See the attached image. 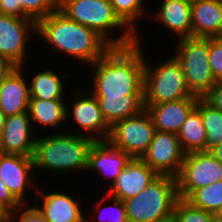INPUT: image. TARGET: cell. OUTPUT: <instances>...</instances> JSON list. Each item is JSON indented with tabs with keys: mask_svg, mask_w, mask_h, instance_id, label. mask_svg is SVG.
Instances as JSON below:
<instances>
[{
	"mask_svg": "<svg viewBox=\"0 0 222 222\" xmlns=\"http://www.w3.org/2000/svg\"><path fill=\"white\" fill-rule=\"evenodd\" d=\"M137 35L136 42L123 47H111L91 69L88 90L95 97H115L143 94L145 44ZM92 77V78H91Z\"/></svg>",
	"mask_w": 222,
	"mask_h": 222,
	"instance_id": "cell-1",
	"label": "cell"
},
{
	"mask_svg": "<svg viewBox=\"0 0 222 222\" xmlns=\"http://www.w3.org/2000/svg\"><path fill=\"white\" fill-rule=\"evenodd\" d=\"M36 36V41H44L53 54H65L79 63H87L86 66L100 59L112 47L97 32L69 19L59 9L36 23Z\"/></svg>",
	"mask_w": 222,
	"mask_h": 222,
	"instance_id": "cell-2",
	"label": "cell"
},
{
	"mask_svg": "<svg viewBox=\"0 0 222 222\" xmlns=\"http://www.w3.org/2000/svg\"><path fill=\"white\" fill-rule=\"evenodd\" d=\"M36 137L33 154L34 170L38 174L49 171L54 174H69L87 171L88 153L94 140L68 131L52 132ZM43 170V171H42Z\"/></svg>",
	"mask_w": 222,
	"mask_h": 222,
	"instance_id": "cell-3",
	"label": "cell"
},
{
	"mask_svg": "<svg viewBox=\"0 0 222 222\" xmlns=\"http://www.w3.org/2000/svg\"><path fill=\"white\" fill-rule=\"evenodd\" d=\"M59 10L69 19L97 32L112 47L136 42L137 36L119 19L110 0H59Z\"/></svg>",
	"mask_w": 222,
	"mask_h": 222,
	"instance_id": "cell-4",
	"label": "cell"
},
{
	"mask_svg": "<svg viewBox=\"0 0 222 222\" xmlns=\"http://www.w3.org/2000/svg\"><path fill=\"white\" fill-rule=\"evenodd\" d=\"M178 199L177 178L159 175L137 196L123 202L128 222H155L173 217Z\"/></svg>",
	"mask_w": 222,
	"mask_h": 222,
	"instance_id": "cell-5",
	"label": "cell"
},
{
	"mask_svg": "<svg viewBox=\"0 0 222 222\" xmlns=\"http://www.w3.org/2000/svg\"><path fill=\"white\" fill-rule=\"evenodd\" d=\"M177 40L173 49L175 52L170 55L184 73L189 93L203 98L217 83L208 60L209 38L187 37Z\"/></svg>",
	"mask_w": 222,
	"mask_h": 222,
	"instance_id": "cell-6",
	"label": "cell"
},
{
	"mask_svg": "<svg viewBox=\"0 0 222 222\" xmlns=\"http://www.w3.org/2000/svg\"><path fill=\"white\" fill-rule=\"evenodd\" d=\"M158 58V61L151 65L145 56L144 104H159L185 98H197L189 93L184 73L177 61L171 55H168L167 58L164 56Z\"/></svg>",
	"mask_w": 222,
	"mask_h": 222,
	"instance_id": "cell-7",
	"label": "cell"
},
{
	"mask_svg": "<svg viewBox=\"0 0 222 222\" xmlns=\"http://www.w3.org/2000/svg\"><path fill=\"white\" fill-rule=\"evenodd\" d=\"M71 91V97L66 100V122L70 121L71 128L75 123V128L70 133L89 137L94 141L107 140L111 127L105 121L102 111L99 108L96 97L87 89ZM78 91V92H77ZM77 129V130H76ZM75 130V131H74Z\"/></svg>",
	"mask_w": 222,
	"mask_h": 222,
	"instance_id": "cell-8",
	"label": "cell"
},
{
	"mask_svg": "<svg viewBox=\"0 0 222 222\" xmlns=\"http://www.w3.org/2000/svg\"><path fill=\"white\" fill-rule=\"evenodd\" d=\"M155 131L152 118L144 109L136 116L116 122L111 127L107 140L131 158H141L147 151Z\"/></svg>",
	"mask_w": 222,
	"mask_h": 222,
	"instance_id": "cell-9",
	"label": "cell"
},
{
	"mask_svg": "<svg viewBox=\"0 0 222 222\" xmlns=\"http://www.w3.org/2000/svg\"><path fill=\"white\" fill-rule=\"evenodd\" d=\"M177 178L178 196L186 199L194 190L222 180V164L209 151L185 154Z\"/></svg>",
	"mask_w": 222,
	"mask_h": 222,
	"instance_id": "cell-10",
	"label": "cell"
},
{
	"mask_svg": "<svg viewBox=\"0 0 222 222\" xmlns=\"http://www.w3.org/2000/svg\"><path fill=\"white\" fill-rule=\"evenodd\" d=\"M35 35L36 22L33 19L0 14V56L16 67L26 66V51Z\"/></svg>",
	"mask_w": 222,
	"mask_h": 222,
	"instance_id": "cell-11",
	"label": "cell"
},
{
	"mask_svg": "<svg viewBox=\"0 0 222 222\" xmlns=\"http://www.w3.org/2000/svg\"><path fill=\"white\" fill-rule=\"evenodd\" d=\"M184 157L185 153L176 134L156 130L141 159L158 175L177 177Z\"/></svg>",
	"mask_w": 222,
	"mask_h": 222,
	"instance_id": "cell-12",
	"label": "cell"
},
{
	"mask_svg": "<svg viewBox=\"0 0 222 222\" xmlns=\"http://www.w3.org/2000/svg\"><path fill=\"white\" fill-rule=\"evenodd\" d=\"M34 172L33 156L0 153V178L22 205L31 203L28 191H37L38 184L33 180L37 173Z\"/></svg>",
	"mask_w": 222,
	"mask_h": 222,
	"instance_id": "cell-13",
	"label": "cell"
},
{
	"mask_svg": "<svg viewBox=\"0 0 222 222\" xmlns=\"http://www.w3.org/2000/svg\"><path fill=\"white\" fill-rule=\"evenodd\" d=\"M57 190V191H56ZM66 192V193H65ZM36 204L33 200V204L41 212V214L47 219L48 222H85L86 210L83 211L81 207V199L74 198L75 195L69 194V192L59 191V189H51L47 192L42 191L41 186H38L35 198ZM80 202H79V201ZM41 203H39V202ZM37 203L39 205H37Z\"/></svg>",
	"mask_w": 222,
	"mask_h": 222,
	"instance_id": "cell-14",
	"label": "cell"
},
{
	"mask_svg": "<svg viewBox=\"0 0 222 222\" xmlns=\"http://www.w3.org/2000/svg\"><path fill=\"white\" fill-rule=\"evenodd\" d=\"M37 132L28 112L6 117L0 135V153L33 156Z\"/></svg>",
	"mask_w": 222,
	"mask_h": 222,
	"instance_id": "cell-15",
	"label": "cell"
},
{
	"mask_svg": "<svg viewBox=\"0 0 222 222\" xmlns=\"http://www.w3.org/2000/svg\"><path fill=\"white\" fill-rule=\"evenodd\" d=\"M158 176L141 158H131L105 193L126 201L137 196Z\"/></svg>",
	"mask_w": 222,
	"mask_h": 222,
	"instance_id": "cell-16",
	"label": "cell"
},
{
	"mask_svg": "<svg viewBox=\"0 0 222 222\" xmlns=\"http://www.w3.org/2000/svg\"><path fill=\"white\" fill-rule=\"evenodd\" d=\"M130 159L127 153L115 148L108 140L94 141L88 153L86 172L92 171V175L96 172V175L102 174L101 176L109 181L110 185L105 186L108 189Z\"/></svg>",
	"mask_w": 222,
	"mask_h": 222,
	"instance_id": "cell-17",
	"label": "cell"
},
{
	"mask_svg": "<svg viewBox=\"0 0 222 222\" xmlns=\"http://www.w3.org/2000/svg\"><path fill=\"white\" fill-rule=\"evenodd\" d=\"M24 65L15 67L0 83V109L6 117L28 112L29 83Z\"/></svg>",
	"mask_w": 222,
	"mask_h": 222,
	"instance_id": "cell-18",
	"label": "cell"
},
{
	"mask_svg": "<svg viewBox=\"0 0 222 222\" xmlns=\"http://www.w3.org/2000/svg\"><path fill=\"white\" fill-rule=\"evenodd\" d=\"M198 99L185 98L173 102L144 104V107L157 131L177 135L188 115L196 108Z\"/></svg>",
	"mask_w": 222,
	"mask_h": 222,
	"instance_id": "cell-19",
	"label": "cell"
},
{
	"mask_svg": "<svg viewBox=\"0 0 222 222\" xmlns=\"http://www.w3.org/2000/svg\"><path fill=\"white\" fill-rule=\"evenodd\" d=\"M149 14L175 39L192 37L191 2L186 0H161L158 8ZM169 31V32H168ZM176 36V37H175ZM178 37V38H177Z\"/></svg>",
	"mask_w": 222,
	"mask_h": 222,
	"instance_id": "cell-20",
	"label": "cell"
},
{
	"mask_svg": "<svg viewBox=\"0 0 222 222\" xmlns=\"http://www.w3.org/2000/svg\"><path fill=\"white\" fill-rule=\"evenodd\" d=\"M192 37H222V0L191 2Z\"/></svg>",
	"mask_w": 222,
	"mask_h": 222,
	"instance_id": "cell-21",
	"label": "cell"
},
{
	"mask_svg": "<svg viewBox=\"0 0 222 222\" xmlns=\"http://www.w3.org/2000/svg\"><path fill=\"white\" fill-rule=\"evenodd\" d=\"M40 70L35 72L36 74L34 72L32 73L33 75L29 74L31 77L27 76L30 98L66 100L67 95L65 93L68 87L65 83L69 82L66 80H70L69 78L72 75L70 71H62L63 74H60L58 70L54 71L50 66L47 69L43 67Z\"/></svg>",
	"mask_w": 222,
	"mask_h": 222,
	"instance_id": "cell-22",
	"label": "cell"
},
{
	"mask_svg": "<svg viewBox=\"0 0 222 222\" xmlns=\"http://www.w3.org/2000/svg\"><path fill=\"white\" fill-rule=\"evenodd\" d=\"M66 100H43L38 98H30L28 113L34 132L37 127L41 129H52L53 132H63L66 127L61 126L66 122ZM45 127V128H44ZM47 127V128H46Z\"/></svg>",
	"mask_w": 222,
	"mask_h": 222,
	"instance_id": "cell-23",
	"label": "cell"
},
{
	"mask_svg": "<svg viewBox=\"0 0 222 222\" xmlns=\"http://www.w3.org/2000/svg\"><path fill=\"white\" fill-rule=\"evenodd\" d=\"M96 99L103 117L110 127L118 121L140 114L145 109L143 94L96 97Z\"/></svg>",
	"mask_w": 222,
	"mask_h": 222,
	"instance_id": "cell-24",
	"label": "cell"
},
{
	"mask_svg": "<svg viewBox=\"0 0 222 222\" xmlns=\"http://www.w3.org/2000/svg\"><path fill=\"white\" fill-rule=\"evenodd\" d=\"M177 136L185 154L206 151V131L197 108L188 115Z\"/></svg>",
	"mask_w": 222,
	"mask_h": 222,
	"instance_id": "cell-25",
	"label": "cell"
},
{
	"mask_svg": "<svg viewBox=\"0 0 222 222\" xmlns=\"http://www.w3.org/2000/svg\"><path fill=\"white\" fill-rule=\"evenodd\" d=\"M196 108L206 131V151L222 144V111L212 107L203 98H199Z\"/></svg>",
	"mask_w": 222,
	"mask_h": 222,
	"instance_id": "cell-26",
	"label": "cell"
},
{
	"mask_svg": "<svg viewBox=\"0 0 222 222\" xmlns=\"http://www.w3.org/2000/svg\"><path fill=\"white\" fill-rule=\"evenodd\" d=\"M110 3L119 19L137 36L139 22L143 18L151 19L146 1L144 0H110ZM146 3V4H145ZM145 4V5H144ZM147 6V8H146ZM140 19V20H139ZM139 21V22H138Z\"/></svg>",
	"mask_w": 222,
	"mask_h": 222,
	"instance_id": "cell-27",
	"label": "cell"
},
{
	"mask_svg": "<svg viewBox=\"0 0 222 222\" xmlns=\"http://www.w3.org/2000/svg\"><path fill=\"white\" fill-rule=\"evenodd\" d=\"M185 200L193 207L219 214L222 208V180L194 190Z\"/></svg>",
	"mask_w": 222,
	"mask_h": 222,
	"instance_id": "cell-28",
	"label": "cell"
},
{
	"mask_svg": "<svg viewBox=\"0 0 222 222\" xmlns=\"http://www.w3.org/2000/svg\"><path fill=\"white\" fill-rule=\"evenodd\" d=\"M105 194L106 195H103V198L93 205L94 212L95 210L99 212V215L92 217L98 218L97 221H91L88 217H86L85 222H128L124 202L118 198L108 195L107 193ZM106 200H110L111 203L107 206H103L104 201Z\"/></svg>",
	"mask_w": 222,
	"mask_h": 222,
	"instance_id": "cell-29",
	"label": "cell"
},
{
	"mask_svg": "<svg viewBox=\"0 0 222 222\" xmlns=\"http://www.w3.org/2000/svg\"><path fill=\"white\" fill-rule=\"evenodd\" d=\"M175 222H211L212 213L193 207L185 199L179 198L174 206Z\"/></svg>",
	"mask_w": 222,
	"mask_h": 222,
	"instance_id": "cell-30",
	"label": "cell"
},
{
	"mask_svg": "<svg viewBox=\"0 0 222 222\" xmlns=\"http://www.w3.org/2000/svg\"><path fill=\"white\" fill-rule=\"evenodd\" d=\"M23 11L36 23L59 9V0H21Z\"/></svg>",
	"mask_w": 222,
	"mask_h": 222,
	"instance_id": "cell-31",
	"label": "cell"
},
{
	"mask_svg": "<svg viewBox=\"0 0 222 222\" xmlns=\"http://www.w3.org/2000/svg\"><path fill=\"white\" fill-rule=\"evenodd\" d=\"M208 60L217 82H222V37L209 38Z\"/></svg>",
	"mask_w": 222,
	"mask_h": 222,
	"instance_id": "cell-32",
	"label": "cell"
},
{
	"mask_svg": "<svg viewBox=\"0 0 222 222\" xmlns=\"http://www.w3.org/2000/svg\"><path fill=\"white\" fill-rule=\"evenodd\" d=\"M20 212V213H19ZM12 222H48L33 204H24L10 212Z\"/></svg>",
	"mask_w": 222,
	"mask_h": 222,
	"instance_id": "cell-33",
	"label": "cell"
},
{
	"mask_svg": "<svg viewBox=\"0 0 222 222\" xmlns=\"http://www.w3.org/2000/svg\"><path fill=\"white\" fill-rule=\"evenodd\" d=\"M22 204L12 195L0 178V208L4 212H12Z\"/></svg>",
	"mask_w": 222,
	"mask_h": 222,
	"instance_id": "cell-34",
	"label": "cell"
},
{
	"mask_svg": "<svg viewBox=\"0 0 222 222\" xmlns=\"http://www.w3.org/2000/svg\"><path fill=\"white\" fill-rule=\"evenodd\" d=\"M0 14L18 18H30L23 11L21 0H0Z\"/></svg>",
	"mask_w": 222,
	"mask_h": 222,
	"instance_id": "cell-35",
	"label": "cell"
},
{
	"mask_svg": "<svg viewBox=\"0 0 222 222\" xmlns=\"http://www.w3.org/2000/svg\"><path fill=\"white\" fill-rule=\"evenodd\" d=\"M203 99L212 107L222 111V82H217Z\"/></svg>",
	"mask_w": 222,
	"mask_h": 222,
	"instance_id": "cell-36",
	"label": "cell"
},
{
	"mask_svg": "<svg viewBox=\"0 0 222 222\" xmlns=\"http://www.w3.org/2000/svg\"><path fill=\"white\" fill-rule=\"evenodd\" d=\"M15 67L7 58L0 56V83Z\"/></svg>",
	"mask_w": 222,
	"mask_h": 222,
	"instance_id": "cell-37",
	"label": "cell"
},
{
	"mask_svg": "<svg viewBox=\"0 0 222 222\" xmlns=\"http://www.w3.org/2000/svg\"><path fill=\"white\" fill-rule=\"evenodd\" d=\"M209 153L222 164V144L211 148Z\"/></svg>",
	"mask_w": 222,
	"mask_h": 222,
	"instance_id": "cell-38",
	"label": "cell"
},
{
	"mask_svg": "<svg viewBox=\"0 0 222 222\" xmlns=\"http://www.w3.org/2000/svg\"><path fill=\"white\" fill-rule=\"evenodd\" d=\"M0 222H12L9 212H4L0 214Z\"/></svg>",
	"mask_w": 222,
	"mask_h": 222,
	"instance_id": "cell-39",
	"label": "cell"
},
{
	"mask_svg": "<svg viewBox=\"0 0 222 222\" xmlns=\"http://www.w3.org/2000/svg\"><path fill=\"white\" fill-rule=\"evenodd\" d=\"M5 119H6V116L0 109V135H1V132L4 128Z\"/></svg>",
	"mask_w": 222,
	"mask_h": 222,
	"instance_id": "cell-40",
	"label": "cell"
},
{
	"mask_svg": "<svg viewBox=\"0 0 222 222\" xmlns=\"http://www.w3.org/2000/svg\"><path fill=\"white\" fill-rule=\"evenodd\" d=\"M211 222H222V216L219 214H212Z\"/></svg>",
	"mask_w": 222,
	"mask_h": 222,
	"instance_id": "cell-41",
	"label": "cell"
},
{
	"mask_svg": "<svg viewBox=\"0 0 222 222\" xmlns=\"http://www.w3.org/2000/svg\"><path fill=\"white\" fill-rule=\"evenodd\" d=\"M155 222H175L174 217H168L159 221H155Z\"/></svg>",
	"mask_w": 222,
	"mask_h": 222,
	"instance_id": "cell-42",
	"label": "cell"
},
{
	"mask_svg": "<svg viewBox=\"0 0 222 222\" xmlns=\"http://www.w3.org/2000/svg\"><path fill=\"white\" fill-rule=\"evenodd\" d=\"M4 213V211L0 208V214Z\"/></svg>",
	"mask_w": 222,
	"mask_h": 222,
	"instance_id": "cell-43",
	"label": "cell"
},
{
	"mask_svg": "<svg viewBox=\"0 0 222 222\" xmlns=\"http://www.w3.org/2000/svg\"><path fill=\"white\" fill-rule=\"evenodd\" d=\"M219 215H221V216H222V208H221V210H220V212H219Z\"/></svg>",
	"mask_w": 222,
	"mask_h": 222,
	"instance_id": "cell-44",
	"label": "cell"
}]
</instances>
